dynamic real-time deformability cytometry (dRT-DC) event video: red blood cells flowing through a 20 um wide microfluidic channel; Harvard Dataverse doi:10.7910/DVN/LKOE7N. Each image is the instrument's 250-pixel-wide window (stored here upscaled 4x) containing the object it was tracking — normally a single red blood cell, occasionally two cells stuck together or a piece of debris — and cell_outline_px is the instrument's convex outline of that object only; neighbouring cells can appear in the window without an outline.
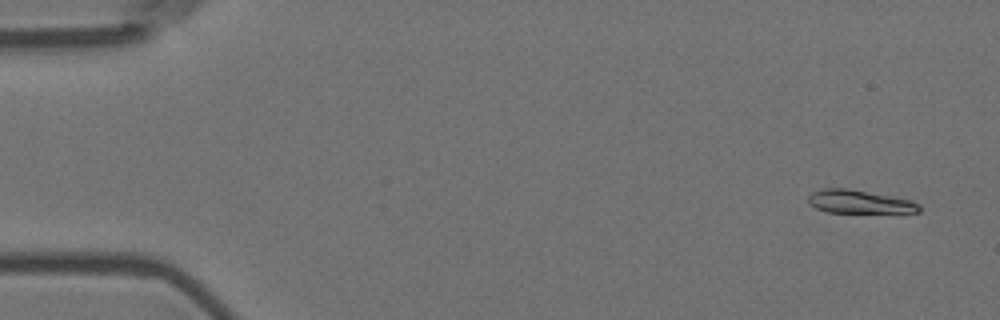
{"species": "Egyptian fruit bat (a non-hibernating species)", "species_latin": "Rousettus aegyptiacus", "temperature_condition": "room temperature", "stored_images_in_passage": 6, "camera_frame_rate_fps": 3000, "um_per_image_px": 0.085, "animal": {"sex": "female"}, "frame": {"image": 1, "passage_image": 1, "time_ms": 0.0, "image_size_px": [1000, 320], "cell_outline_px": [[920, 212], [828, 212], [816, 208], [808, 204], [808, 196], [812, 192], [820, 188], [848, 188], [912, 200], [920, 204]], "centroid_in_image_um": [73.01, 17.14], "position_along_channel_um": 12.0, "area_um2": 15.03}}
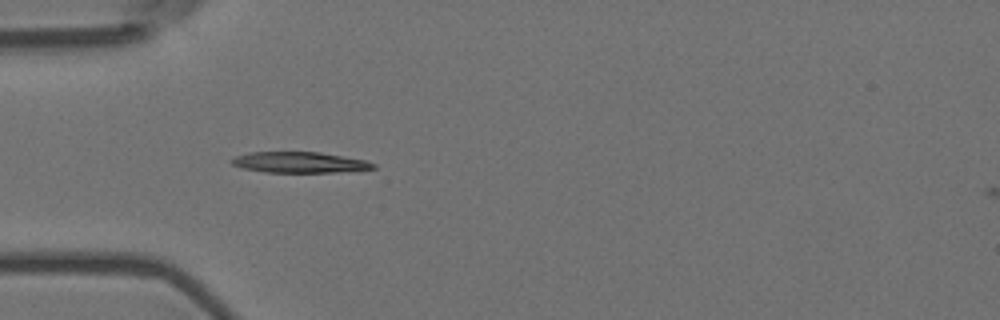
{"frame": {"image": 2, "passage_image": 5, "time_ms": 1.333, "image_size_px": [1000, 320], "cell_outline_px": [[376, 168], [340, 172], [264, 172], [244, 168], [232, 164], [228, 160], [236, 156], [248, 152], [320, 152], [364, 160], [376, 164]], "centroid_in_image_um": [25.44, 13.8], "position_along_channel_um": 59.6, "area_um2": 17.11}}
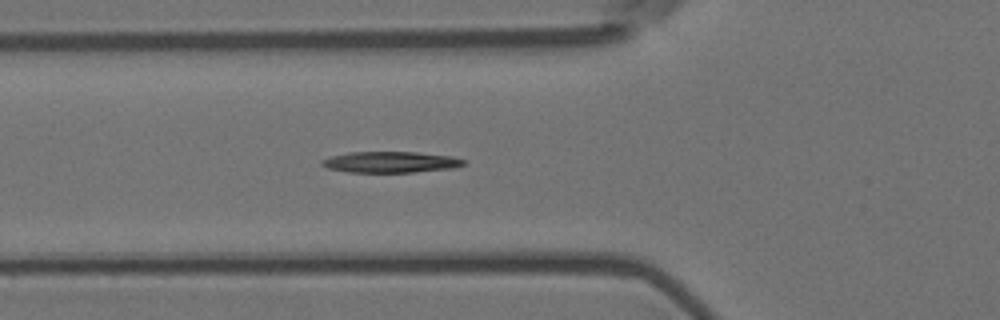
{"frame": {"image": 3, "passage_image": 6, "time_ms": 1.667, "image_size_px": [1000, 320], "cell_outline_px": [[468, 160], [464, 164], [452, 168], [412, 172], [348, 172], [328, 168], [320, 164], [320, 160], [332, 156], [348, 152], [416, 152], [452, 156]], "centroid_in_image_um": [33.2, 13.77], "position_along_channel_um": 92.6, "area_um2": 17.4}}